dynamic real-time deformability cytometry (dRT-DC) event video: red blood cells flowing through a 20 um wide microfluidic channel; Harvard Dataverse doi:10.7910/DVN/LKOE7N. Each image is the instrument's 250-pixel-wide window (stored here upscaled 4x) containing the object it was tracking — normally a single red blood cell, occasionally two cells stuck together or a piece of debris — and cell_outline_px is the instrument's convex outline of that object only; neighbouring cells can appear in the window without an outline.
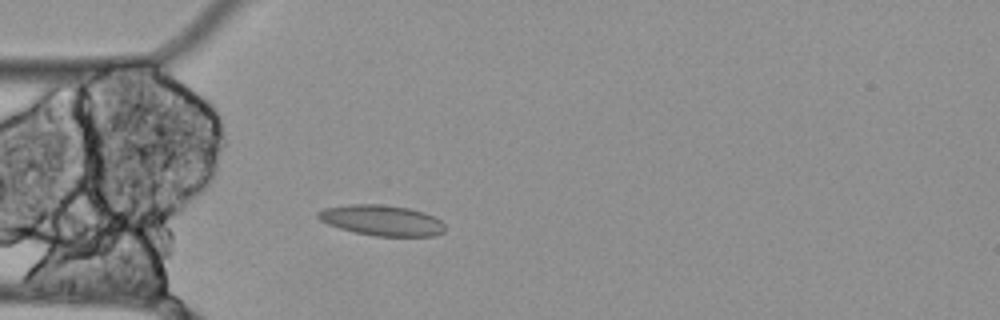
{"species": "Egyptian fruit bat (a non-hibernating species)", "species_latin": "Rousettus aegyptiacus", "temperature_condition": "cold", "stored_images_in_passage": 18, "camera_frame_rate_fps": 3000, "um_per_image_px": 0.085, "animal": {"sex": "female"}, "frame": {"image": 1, "passage_image": 14, "time_ms": 4.333, "image_size_px": [1000, 320], "cell_outline_px": [[444, 232], [432, 236], [376, 236], [356, 232], [340, 228], [328, 224], [320, 220], [316, 216], [316, 212], [324, 208], [352, 204], [380, 204], [408, 208], [424, 212], [440, 220], [444, 224]], "centroid_in_image_um": [32.44, 18.72], "position_along_channel_um": 52.6, "area_um2": 22.48}}
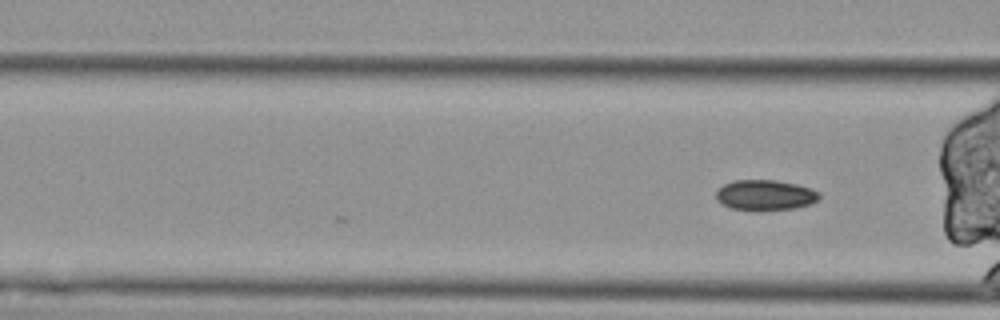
{"frame": {"image": 2, "passage_image": 18, "time_ms": 5.667, "image_size_px": [1000, 320], "cell_outline_px": [[820, 196], [812, 204], [796, 208], [760, 212], [756, 212], [732, 208], [720, 204], [716, 200], [716, 192], [724, 184], [732, 180], [776, 180], [796, 184], [808, 188], [816, 192]], "centroid_in_image_um": [64.99, 16.61], "position_along_channel_um": 101.6, "area_um2": 18.61}}